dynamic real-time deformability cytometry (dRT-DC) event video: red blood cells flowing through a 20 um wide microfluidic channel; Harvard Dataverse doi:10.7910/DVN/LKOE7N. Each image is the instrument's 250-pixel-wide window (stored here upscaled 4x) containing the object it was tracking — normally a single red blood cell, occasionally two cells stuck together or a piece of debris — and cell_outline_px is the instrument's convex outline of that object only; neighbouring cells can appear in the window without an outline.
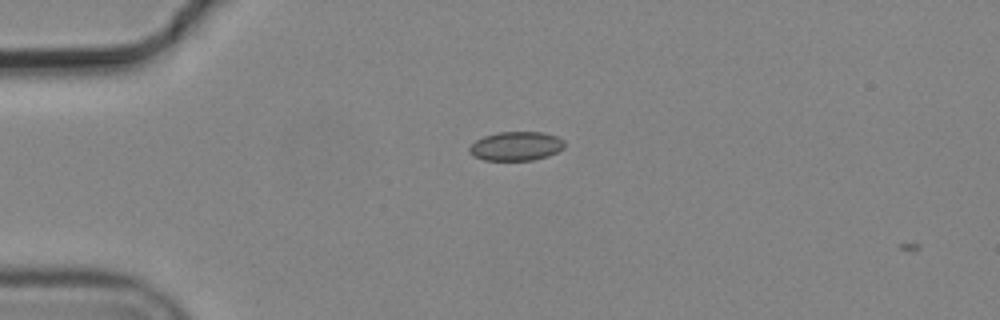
{"species": "common noctule bat (a hibernating species)", "species_latin": "Nyctalus noctula", "temperature_condition": "cold", "stored_images_in_passage": 2, "camera_frame_rate_fps": 3000, "um_per_image_px": 0.085, "animal": {"sex": "male", "body_mass_g": 19.2, "forearm_length_mm": 51.8}, "frame": {"image": 1, "passage_image": 1, "time_ms": 0.0, "image_size_px": [1000, 320], "cell_outline_px": [[564, 148], [548, 156], [532, 160], [484, 160], [472, 156], [468, 152], [468, 148], [476, 140], [484, 136], [496, 132], [544, 132], [556, 136], [564, 140]], "centroid_in_image_um": [43.85, 12.42], "position_along_channel_um": 41.2, "area_um2": 16.18}}